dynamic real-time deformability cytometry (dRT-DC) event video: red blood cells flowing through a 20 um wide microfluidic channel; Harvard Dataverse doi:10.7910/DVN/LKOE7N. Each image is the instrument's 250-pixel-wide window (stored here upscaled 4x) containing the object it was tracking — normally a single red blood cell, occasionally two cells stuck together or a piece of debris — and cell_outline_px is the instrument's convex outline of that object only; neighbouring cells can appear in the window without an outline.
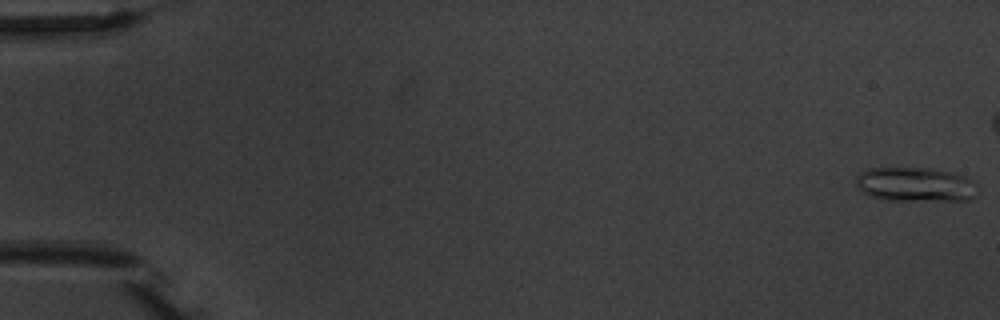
{"species": "common noctule bat (a hibernating species)", "species_latin": "Nyctalus noctula", "temperature_condition": "warm", "stored_images_in_passage": 6, "camera_frame_rate_fps": 3000, "um_per_image_px": 0.085, "animal": {"sex": "male", "body_mass_g": 20.1, "forearm_length_mm": 53.5}, "frame": {"image": 1, "passage_image": 1, "time_ms": 0.0, "image_size_px": [1000, 320], "cell_outline_px": [[976, 184], [972, 196], [968, 200], [880, 200], [868, 196], [856, 184], [856, 176], [864, 168], [932, 168], [948, 172], [972, 180]], "centroid_in_image_um": [77.7, 15.68], "position_along_channel_um": 7.3, "area_um2": 24.1}}